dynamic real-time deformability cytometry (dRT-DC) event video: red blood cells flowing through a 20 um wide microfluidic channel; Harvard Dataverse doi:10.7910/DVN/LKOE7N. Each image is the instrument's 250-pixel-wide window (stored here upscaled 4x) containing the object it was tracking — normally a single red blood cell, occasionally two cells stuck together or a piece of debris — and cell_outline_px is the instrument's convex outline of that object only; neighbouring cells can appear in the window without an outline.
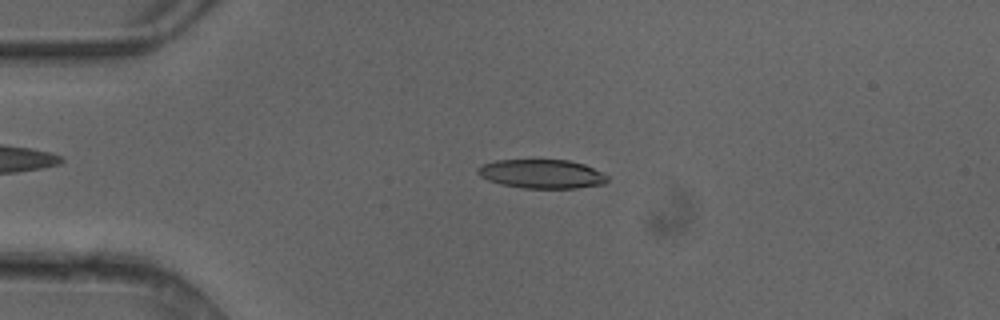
{"species": "common noctule bat (a hibernating species)", "species_latin": "Nyctalus noctula", "temperature_condition": "cold", "stored_images_in_passage": 4, "camera_frame_rate_fps": 3000, "um_per_image_px": 0.085, "animal": {"sex": "female"}, "frame": {"image": 1, "passage_image": 3, "time_ms": 0.667, "image_size_px": [1000, 320], "cell_outline_px": [[608, 180], [604, 184], [576, 188], [520, 188], [500, 184], [488, 180], [480, 176], [476, 172], [476, 168], [484, 164], [496, 160], [532, 156], [568, 160], [584, 164], [608, 176]], "centroid_in_image_um": [45.98, 14.73], "position_along_channel_um": 39.0, "area_um2": 22.89}}